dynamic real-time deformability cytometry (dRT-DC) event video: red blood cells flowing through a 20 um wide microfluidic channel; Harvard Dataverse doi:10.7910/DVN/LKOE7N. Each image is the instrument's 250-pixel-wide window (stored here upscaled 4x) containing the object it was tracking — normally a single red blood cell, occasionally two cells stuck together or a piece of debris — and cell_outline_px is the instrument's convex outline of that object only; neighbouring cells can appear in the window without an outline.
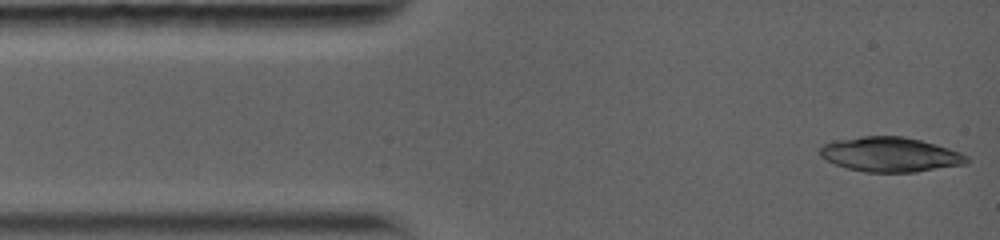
{"species": "common noctule bat (a hibernating species)", "species_latin": "Nyctalus noctula", "temperature_condition": "warm", "stored_images_in_passage": 12, "camera_frame_rate_fps": 5000, "um_per_image_px": 0.085, "animal": {"sex": "female", "body_mass_g": 19.0, "forearm_length_mm": 56.7}, "frame": {"image": 1, "passage_image": 1, "time_ms": 0.0, "image_size_px": [1000, 240], "cell_outline_px": [[968, 160], [964, 164], [916, 172], [864, 172], [848, 168], [836, 164], [820, 156], [820, 148], [824, 144], [836, 140], [860, 136], [904, 136], [936, 144], [960, 152], [968, 156]], "centroid_in_image_um": [75.67, 13.13], "position_along_channel_um": 9.3, "area_um2": 29.48}}